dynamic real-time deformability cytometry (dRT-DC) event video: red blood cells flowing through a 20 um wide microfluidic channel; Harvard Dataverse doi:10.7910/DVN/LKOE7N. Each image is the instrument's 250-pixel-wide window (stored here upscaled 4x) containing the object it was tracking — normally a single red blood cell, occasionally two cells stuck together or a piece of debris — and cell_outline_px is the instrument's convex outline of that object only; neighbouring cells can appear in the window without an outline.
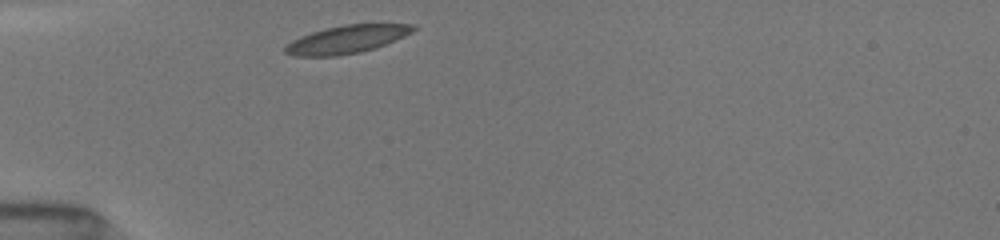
{"species": "common noctule bat (a hibernating species)", "species_latin": "Nyctalus noctula", "temperature_condition": "room temperature", "stored_images_in_passage": 30, "camera_frame_rate_fps": 3000, "um_per_image_px": 0.085, "animal": {"sex": "female", "body_mass_g": 19.5, "forearm_length_mm": 54.1}, "frame": {"image": 1, "passage_image": 1, "time_ms": 0.0, "image_size_px": [1000, 240], "cell_outline_px": [[416, 28], [412, 32], [404, 36], [376, 48], [360, 52], [336, 56], [296, 56], [284, 52], [284, 48], [292, 40], [300, 36], [324, 28], [344, 24], [412, 24]], "centroid_in_image_um": [29.46, 3.34], "position_along_channel_um": 55.5, "area_um2": 20.75}}
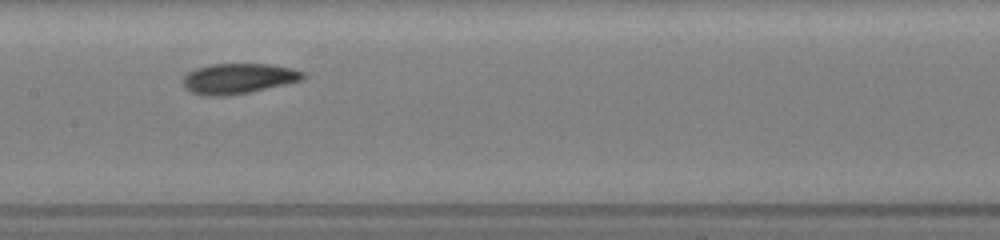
{"frame": {"image": 2, "passage_image": 12, "time_ms": 3.667, "image_size_px": [1000, 240], "cell_outline_px": [[304, 80], [248, 92], [224, 96], [208, 96], [192, 92], [184, 88], [184, 76], [188, 72], [196, 68], [212, 64], [268, 64], [292, 68], [304, 72]], "centroid_in_image_um": [20.26, 6.67], "position_along_channel_um": 187.1, "area_um2": 21.04}}
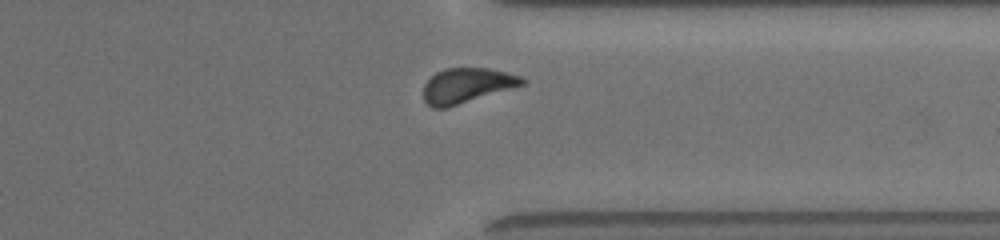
{"frame": {"image": 3, "passage_image": 26, "time_ms": 8.333, "image_size_px": [1000, 240], "cell_outline_px": [[524, 84], [448, 108], [432, 108], [424, 100], [424, 84], [436, 72], [444, 68], [488, 68], [508, 72], [524, 76]], "centroid_in_image_um": [39.67, 7.26], "position_along_channel_um": 371.7, "area_um2": 20.11}, "authors_computed_cell_mechanics": {"area_um2": 20.5768, "velocity_mm_per_s": 3.9584, "shape_relaxation_time_tau1_ms": 5.3862, "shape_relaxation_time_tau2_ms": 2.3746, "deformation_change_tau1": 0.1321, "deformation_change_tau2": 0.0687}}